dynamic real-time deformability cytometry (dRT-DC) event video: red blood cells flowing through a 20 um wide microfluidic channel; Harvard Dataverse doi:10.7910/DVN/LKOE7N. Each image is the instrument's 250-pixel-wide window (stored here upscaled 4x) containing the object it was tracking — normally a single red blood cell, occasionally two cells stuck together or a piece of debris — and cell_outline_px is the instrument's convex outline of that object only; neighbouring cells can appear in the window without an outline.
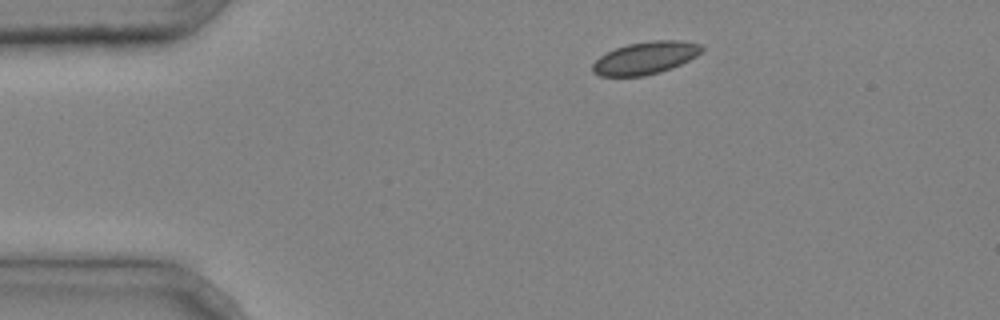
{"species": "common noctule bat (a hibernating species)", "species_latin": "Nyctalus noctula", "temperature_condition": "cold", "stored_images_in_passage": 3, "segment_of_instrument_passage": [1, 2], "camera_frame_rate_fps": 3000, "um_per_image_px": 0.085, "animal": {"sex": "male", "body_mass_g": 20.4}, "frame": {"image": 1, "passage_image": 1, "time_ms": 0.0, "image_size_px": [1000, 320], "cell_outline_px": [[704, 52], [672, 68], [660, 72], [644, 76], [600, 76], [592, 72], [592, 64], [600, 56], [616, 48], [628, 44], [652, 40], [680, 40], [700, 44], [704, 48]], "centroid_in_image_um": [54.87, 4.92], "position_along_channel_um": 30.1, "area_um2": 20.69}}